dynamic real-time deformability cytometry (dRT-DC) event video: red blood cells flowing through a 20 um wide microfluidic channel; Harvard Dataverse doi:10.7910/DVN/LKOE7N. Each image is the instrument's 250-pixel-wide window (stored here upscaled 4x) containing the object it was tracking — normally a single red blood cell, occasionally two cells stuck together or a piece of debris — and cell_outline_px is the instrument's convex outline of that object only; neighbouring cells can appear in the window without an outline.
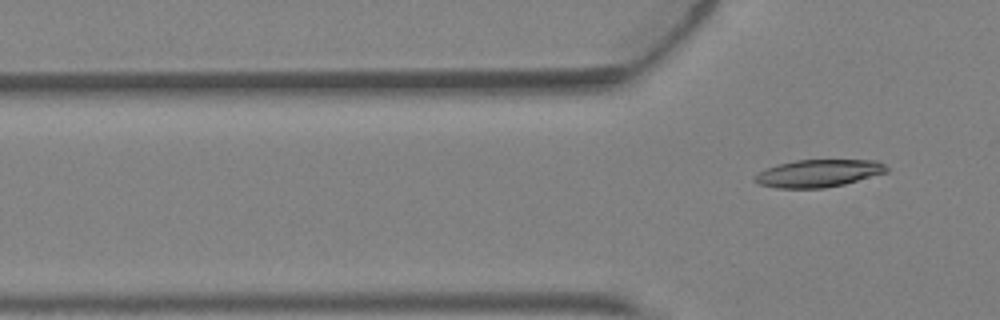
{"species": "Egyptian fruit bat (a non-hibernating species)", "species_latin": "Rousettus aegyptiacus", "temperature_condition": "warm", "stored_images_in_passage": 4, "camera_frame_rate_fps": 3000, "um_per_image_px": 0.085, "animal": {"sex": "female"}, "frame": {"image": 1, "passage_image": 4, "time_ms": 1.0, "image_size_px": [1000, 320], "cell_outline_px": [[888, 172], [844, 184], [824, 188], [776, 188], [760, 184], [752, 180], [764, 168], [796, 160], [876, 160], [884, 164], [888, 168]], "centroid_in_image_um": [69.58, 14.73], "position_along_channel_um": 56.2, "area_um2": 21.04}}